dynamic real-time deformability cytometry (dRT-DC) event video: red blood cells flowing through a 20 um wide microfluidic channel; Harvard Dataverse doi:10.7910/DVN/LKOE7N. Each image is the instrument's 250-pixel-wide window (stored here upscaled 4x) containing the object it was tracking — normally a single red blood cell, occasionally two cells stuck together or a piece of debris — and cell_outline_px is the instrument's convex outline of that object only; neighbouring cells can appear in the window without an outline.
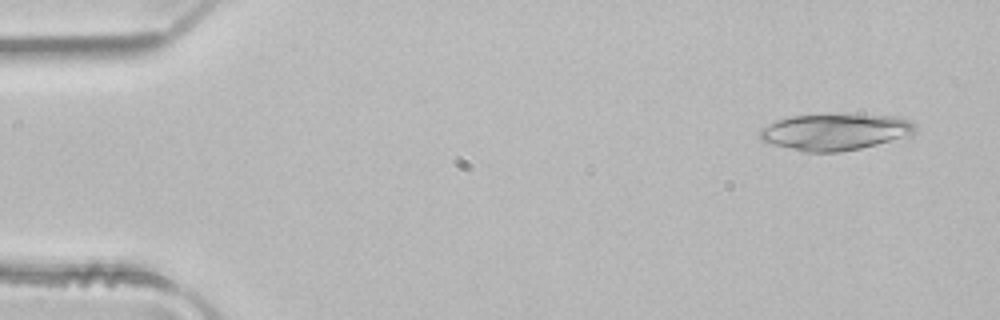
{"species": "common noctule bat (a hibernating species)", "species_latin": "Nyctalus noctula", "temperature_condition": "room temperature", "stored_images_in_passage": 3, "camera_frame_rate_fps": 3000, "um_per_image_px": 0.085, "animal": {"sex": "male", "body_mass_g": 21.5, "forearm_length_mm": 52.0}, "frame": {"image": 1, "passage_image": 1, "time_ms": 0.0, "image_size_px": [1000, 320], "cell_outline_px": [[920, 124], [912, 136], [860, 148], [840, 152], [804, 152], [760, 140], [760, 128], [776, 120], [792, 116], [900, 116], [912, 120]], "centroid_in_image_um": [71.07, 11.23], "position_along_channel_um": 13.9, "area_um2": 32.71}}